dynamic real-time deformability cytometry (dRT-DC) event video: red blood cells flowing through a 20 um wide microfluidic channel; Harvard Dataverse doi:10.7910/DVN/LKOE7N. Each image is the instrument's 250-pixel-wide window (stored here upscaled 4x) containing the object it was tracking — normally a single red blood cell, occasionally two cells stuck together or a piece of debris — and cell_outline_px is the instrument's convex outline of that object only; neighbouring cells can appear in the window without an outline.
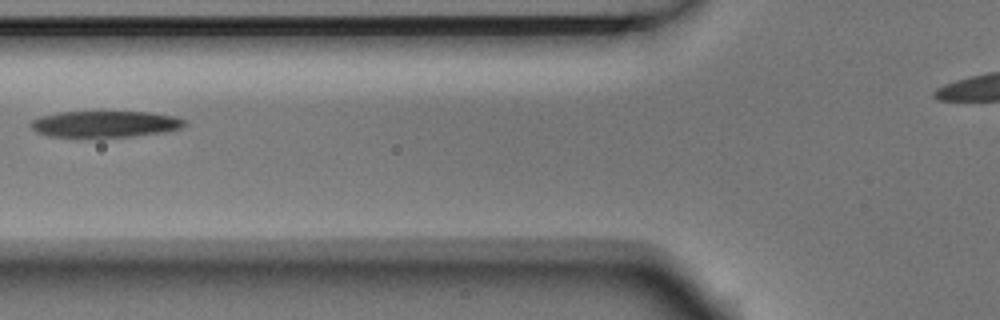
{"species": "Egyptian fruit bat (a non-hibernating species)", "species_latin": "Rousettus aegyptiacus", "temperature_condition": "room temperature", "stored_images_in_passage": 2, "camera_frame_rate_fps": 3000, "um_per_image_px": 0.085, "animal": {"sex": "male"}, "frame": {"image": 1, "passage_image": 2, "time_ms": 0.333, "image_size_px": [1000, 320], "cell_outline_px": [[188, 124], [180, 128], [164, 132], [132, 136], [52, 136], [36, 132], [28, 124], [32, 120], [40, 116], [60, 112], [148, 112], [176, 116], [188, 120]], "centroid_in_image_um": [8.98, 10.53], "position_along_channel_um": 116.8, "area_um2": 23.47}}